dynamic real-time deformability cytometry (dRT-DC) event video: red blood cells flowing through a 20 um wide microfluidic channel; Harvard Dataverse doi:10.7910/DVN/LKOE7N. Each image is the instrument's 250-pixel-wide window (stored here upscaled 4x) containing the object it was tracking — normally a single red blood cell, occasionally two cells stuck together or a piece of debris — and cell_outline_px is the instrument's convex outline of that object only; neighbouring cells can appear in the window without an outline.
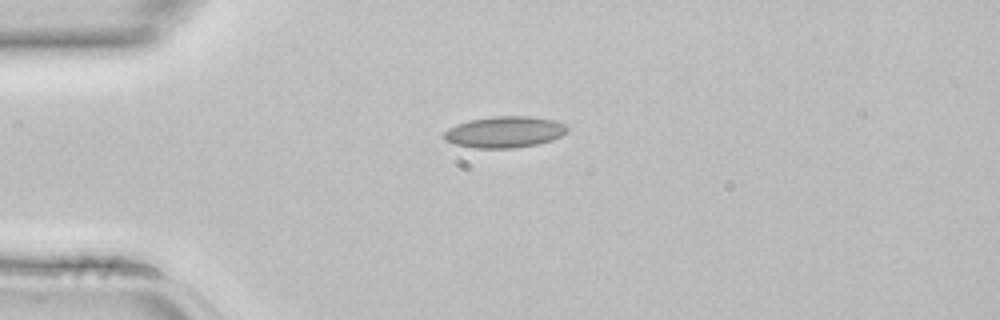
{"species": "common noctule bat (a hibernating species)", "species_latin": "Nyctalus noctula", "temperature_condition": "room temperature", "stored_images_in_passage": 1, "camera_frame_rate_fps": 3000, "um_per_image_px": 0.085, "animal": {"sex": "female", "body_mass_g": 22.7, "forearm_length_mm": 54.2}, "frame": {"image": 1, "passage_image": 1, "time_ms": 0.0, "image_size_px": [1000, 320], "cell_outline_px": [[568, 132], [552, 140], [536, 144], [516, 148], [472, 148], [456, 144], [444, 140], [444, 132], [448, 128], [456, 124], [472, 120], [492, 116], [528, 116], [552, 120], [568, 124]], "centroid_in_image_um": [42.9, 11.22], "position_along_channel_um": 42.1, "area_um2": 22.54}}